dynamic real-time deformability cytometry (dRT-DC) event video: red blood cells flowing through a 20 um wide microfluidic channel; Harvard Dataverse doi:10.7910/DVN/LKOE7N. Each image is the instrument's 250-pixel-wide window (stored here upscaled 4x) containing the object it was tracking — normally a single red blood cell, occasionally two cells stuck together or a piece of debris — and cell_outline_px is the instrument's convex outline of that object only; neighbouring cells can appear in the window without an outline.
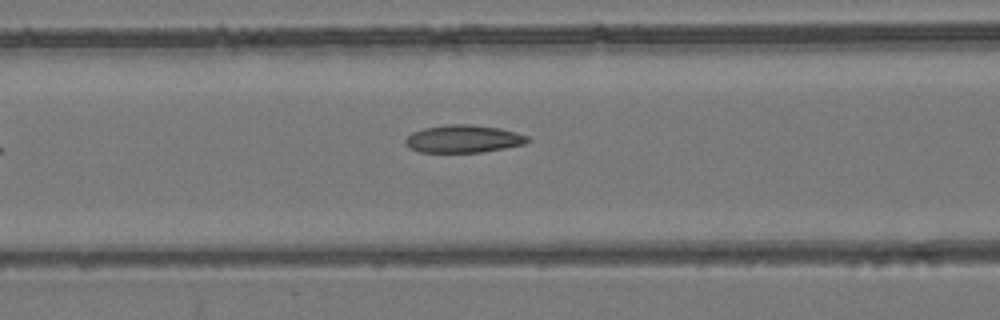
{"species": "common noctule bat (a hibernating species)", "species_latin": "Nyctalus noctula", "temperature_condition": "room temperature", "stored_images_in_passage": 3, "camera_frame_rate_fps": 3000, "um_per_image_px": 0.085, "animal": {"sex": "female", "body_mass_g": 24.6, "forearm_length_mm": 56.2}, "frame": {"image": 1, "passage_image": 3, "time_ms": 2.333, "image_size_px": [1000, 320], "cell_outline_px": [[532, 140], [524, 144], [484, 152], [420, 152], [408, 148], [404, 144], [404, 140], [412, 132], [424, 128], [444, 124], [468, 124], [500, 128], [516, 132], [528, 136]], "centroid_in_image_um": [39.37, 11.8], "position_along_channel_um": 127.2, "area_um2": 19.88}}